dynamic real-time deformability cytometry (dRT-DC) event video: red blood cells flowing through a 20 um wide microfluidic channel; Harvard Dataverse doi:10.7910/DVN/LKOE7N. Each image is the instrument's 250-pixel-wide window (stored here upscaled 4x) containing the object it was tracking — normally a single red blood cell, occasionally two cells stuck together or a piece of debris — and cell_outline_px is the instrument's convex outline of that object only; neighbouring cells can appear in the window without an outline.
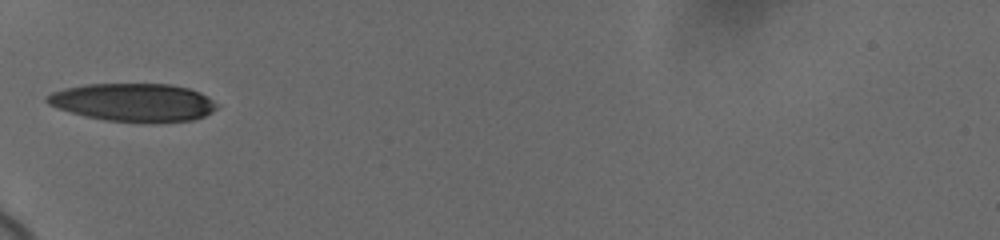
{"species": "human", "species_latin": "Homo sapiens", "temperature_condition": "cold", "stored_images_in_passage": 1, "camera_frame_rate_fps": 3000, "um_per_image_px": 0.085, "donor": {"sex": "female"}, "frame": {"image": 1, "passage_image": 1, "time_ms": 0.0, "image_size_px": [1000, 240], "cell_outline_px": [[216, 108], [212, 112], [204, 116], [192, 120], [152, 124], [148, 124], [104, 120], [84, 116], [48, 104], [44, 100], [44, 96], [52, 92], [64, 88], [84, 84], [172, 84], [188, 88], [200, 92], [212, 100], [216, 104]], "centroid_in_image_um": [11.33, 8.72], "position_along_channel_um": 73.7, "area_um2": 38.15}}